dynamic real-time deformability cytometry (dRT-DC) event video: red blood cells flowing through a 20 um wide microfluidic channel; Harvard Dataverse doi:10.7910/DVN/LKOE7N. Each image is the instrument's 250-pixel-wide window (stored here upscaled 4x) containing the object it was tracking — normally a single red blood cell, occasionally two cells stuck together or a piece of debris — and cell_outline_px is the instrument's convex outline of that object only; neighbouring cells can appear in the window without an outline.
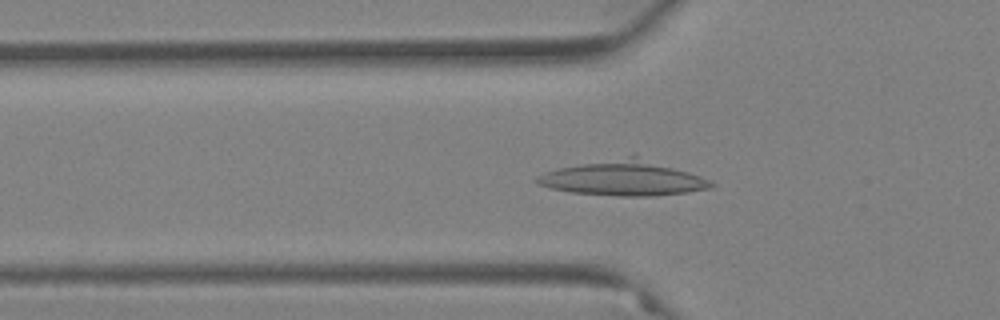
{"species": "Egyptian fruit bat (a non-hibernating species)", "species_latin": "Rousettus aegyptiacus", "temperature_condition": "warm", "stored_images_in_passage": 44, "camera_frame_rate_fps": 3000, "um_per_image_px": 0.085, "animal": {"sex": "female"}, "frame": {"image": 1, "passage_image": 6, "time_ms": 1.667, "image_size_px": [1000, 320], "cell_outline_px": [[716, 184], [712, 188], [688, 192], [652, 196], [616, 196], [572, 192], [552, 188], [540, 184], [532, 180], [536, 176], [544, 172], [560, 168], [628, 156], [636, 156], [688, 172], [712, 180]], "centroid_in_image_um": [53.02, 15.17], "position_along_channel_um": 72.8, "area_um2": 34.68}}
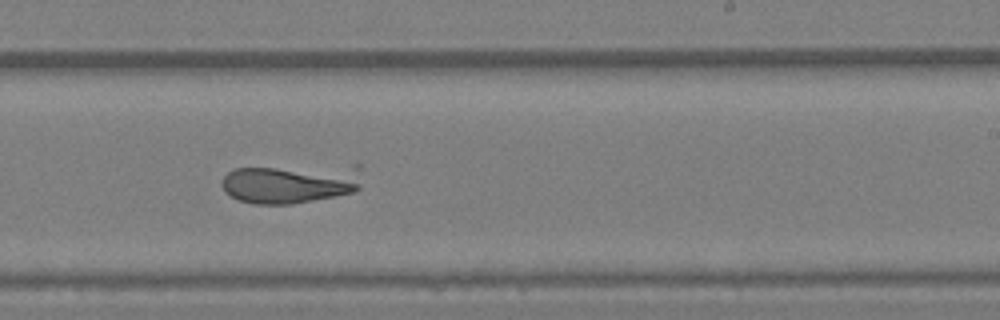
{"frame": {"image": 2, "passage_image": 22, "time_ms": 7.0, "image_size_px": [1000, 320], "cell_outline_px": [[360, 188], [356, 192], [336, 196], [292, 204], [252, 204], [240, 200], [224, 192], [220, 184], [224, 176], [228, 172], [236, 168], [276, 168], [352, 180], [360, 184]], "centroid_in_image_um": [24.06, 15.81], "position_along_channel_um": 264.9, "area_um2": 26.99}}
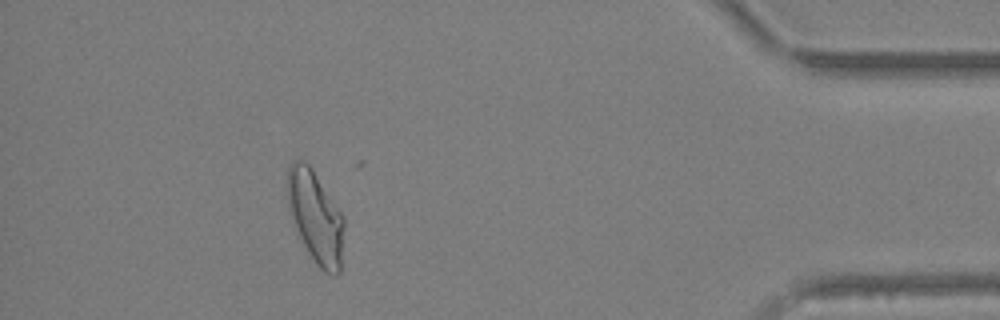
{"frame": {"image": 3, "passage_image": 38, "time_ms": 12.333, "image_size_px": [1000, 320], "cell_outline_px": [[344, 228], [340, 272], [336, 276], [324, 272], [316, 264], [308, 252], [296, 228], [288, 208], [288, 168], [292, 160], [304, 160], [312, 168], [344, 216]], "centroid_in_image_um": [26.84, 18.44], "position_along_channel_um": 408.4, "area_um2": 30.23}}